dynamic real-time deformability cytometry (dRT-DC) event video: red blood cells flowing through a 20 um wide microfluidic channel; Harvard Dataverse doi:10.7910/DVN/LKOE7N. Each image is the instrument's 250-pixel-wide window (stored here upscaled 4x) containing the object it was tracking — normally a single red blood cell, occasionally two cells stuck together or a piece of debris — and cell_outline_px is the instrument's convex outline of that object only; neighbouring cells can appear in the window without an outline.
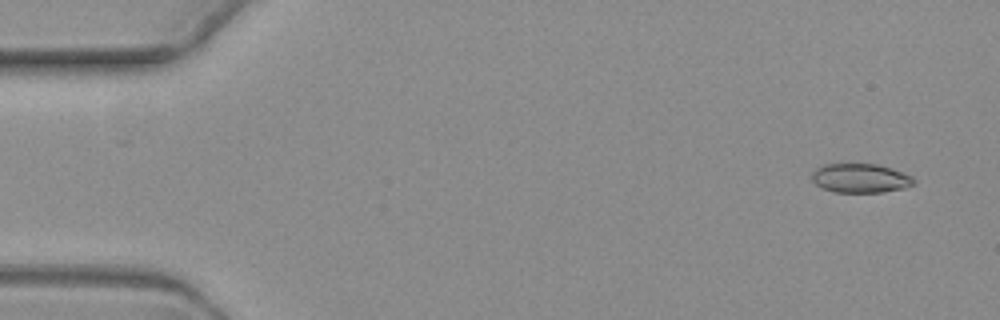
{"species": "common noctule bat (a hibernating species)", "species_latin": "Nyctalus noctula", "temperature_condition": "warm", "stored_images_in_passage": 4, "segment_of_instrument_passage": [2, 2], "camera_frame_rate_fps": 3000, "um_per_image_px": 0.085, "animal": {"sex": "female", "body_mass_g": 19.3, "forearm_length_mm": 54.1}, "frame": {"image": 1, "passage_image": 4, "time_ms": 4.667, "image_size_px": [1000, 320], "cell_outline_px": [[916, 180], [912, 184], [904, 188], [880, 192], [832, 192], [816, 184], [812, 180], [812, 172], [816, 168], [824, 164], [876, 164], [892, 168], [912, 176]], "centroid_in_image_um": [73.12, 15.14], "position_along_channel_um": 11.9, "area_um2": 17.22}}